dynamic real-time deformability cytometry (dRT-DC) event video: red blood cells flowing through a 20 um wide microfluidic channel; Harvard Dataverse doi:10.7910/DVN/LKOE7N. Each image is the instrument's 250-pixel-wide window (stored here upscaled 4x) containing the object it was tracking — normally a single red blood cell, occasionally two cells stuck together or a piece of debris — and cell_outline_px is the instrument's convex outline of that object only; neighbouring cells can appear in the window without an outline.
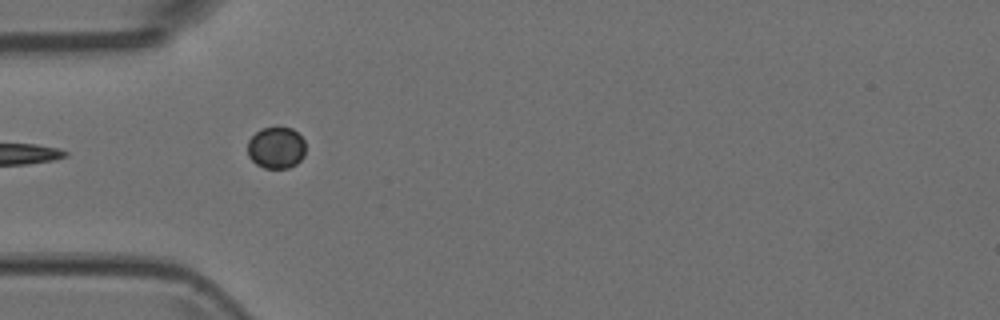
{"species": "Egyptian fruit bat (a non-hibernating species)", "species_latin": "Rousettus aegyptiacus", "temperature_condition": "room temperature", "stored_images_in_passage": 2, "camera_frame_rate_fps": 3000, "um_per_image_px": 0.085, "animal": {"sex": "female"}, "frame": {"image": 1, "passage_image": 1, "time_ms": 0.0, "image_size_px": [1000, 320], "cell_outline_px": [[304, 156], [296, 164], [288, 168], [264, 168], [256, 164], [248, 156], [248, 140], [260, 128], [292, 128], [304, 140]], "centroid_in_image_um": [23.46, 12.57], "position_along_channel_um": 61.5, "area_um2": 13.99}}
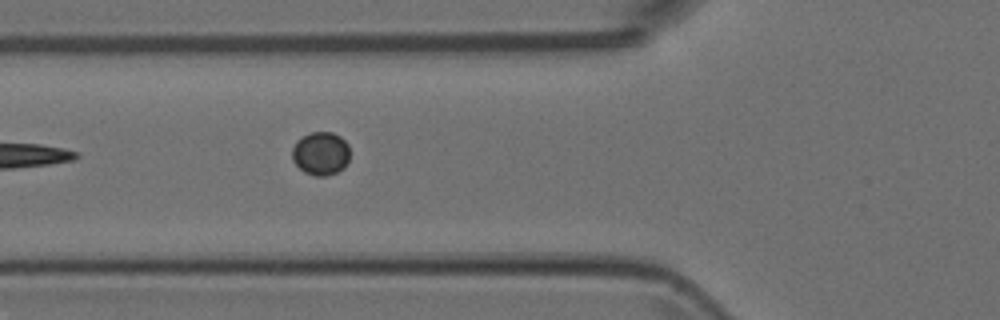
{"frame": {"image": 2, "passage_image": 2, "time_ms": 0.333, "image_size_px": [1000, 320], "cell_outline_px": [[348, 160], [344, 168], [336, 172], [324, 176], [316, 176], [304, 172], [292, 160], [292, 148], [296, 140], [312, 132], [332, 132], [340, 136], [348, 144]], "centroid_in_image_um": [27.25, 13.04], "position_along_channel_um": 98.6, "area_um2": 14.51}}